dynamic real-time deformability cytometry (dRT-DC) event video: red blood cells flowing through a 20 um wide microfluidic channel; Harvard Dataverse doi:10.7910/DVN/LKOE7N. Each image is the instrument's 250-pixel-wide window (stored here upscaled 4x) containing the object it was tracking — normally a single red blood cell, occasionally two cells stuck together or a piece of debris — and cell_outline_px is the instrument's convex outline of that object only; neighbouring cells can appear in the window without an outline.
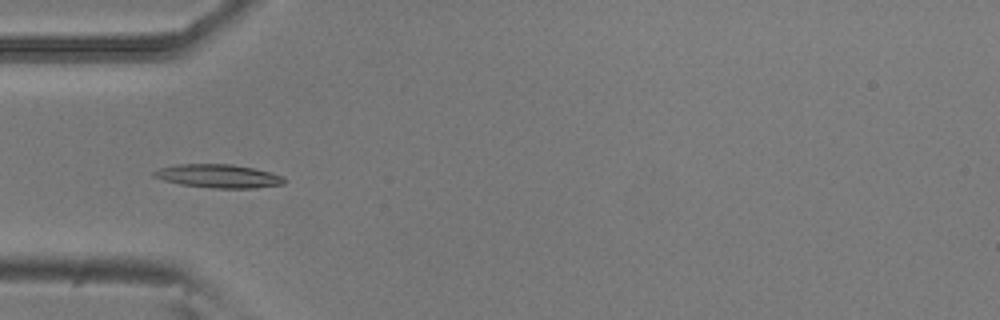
{"species": "common noctule bat (a hibernating species)", "species_latin": "Nyctalus noctula", "temperature_condition": "room temperature", "stored_images_in_passage": 45, "camera_frame_rate_fps": 3000, "um_per_image_px": 0.085, "animal": {"sex": "male", "body_mass_g": 20.5, "forearm_length_mm": 52.5}, "frame": {"image": 1, "passage_image": 8, "time_ms": 2.333, "image_size_px": [1000, 320], "cell_outline_px": [[284, 184], [256, 188], [212, 188], [180, 184], [164, 180], [152, 176], [152, 172], [160, 168], [176, 164], [232, 164], [252, 168], [284, 176]], "centroid_in_image_um": [18.54, 14.97], "position_along_channel_um": 66.5, "area_um2": 17.74}}
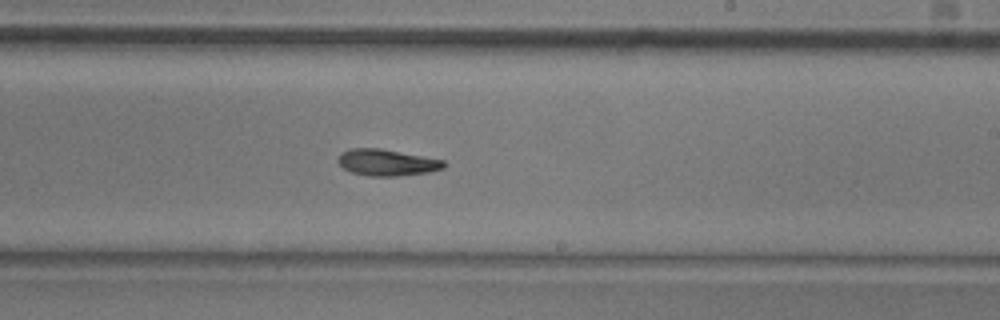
{"frame": {"image": 2, "passage_image": 23, "time_ms": 7.333, "image_size_px": [1000, 320], "cell_outline_px": [[448, 164], [444, 168], [428, 172], [400, 176], [368, 176], [352, 172], [344, 168], [336, 160], [340, 152], [352, 148], [380, 148], [444, 160]], "centroid_in_image_um": [32.89, 13.81], "position_along_channel_um": 256.1, "area_um2": 16.42}}
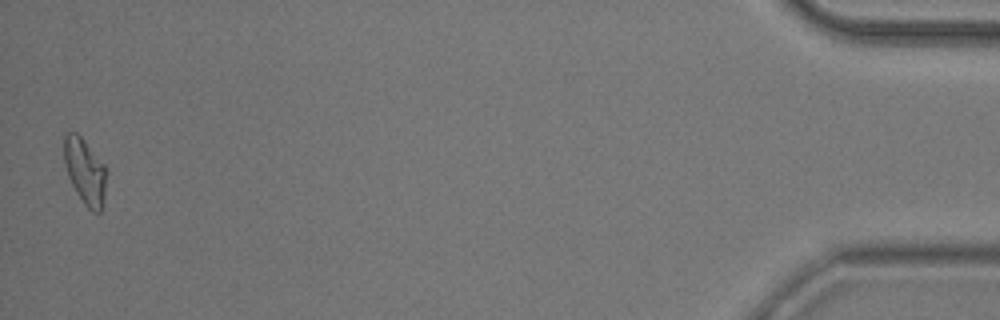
{"frame": {"image": 3, "passage_image": 44, "time_ms": 14.333, "image_size_px": [1000, 320], "cell_outline_px": [[104, 196], [100, 212], [92, 212], [84, 204], [76, 192], [68, 176], [64, 164], [64, 136], [68, 132], [76, 132], [84, 140], [104, 164]], "centroid_in_image_um": [7.18, 14.55], "position_along_channel_um": 428.0, "area_um2": 15.84}, "authors_computed_cell_mechanics": {"area_um2": 16.2418, "velocity_mm_per_s": 3.7851, "shape_relaxation_time_tau1_ms": 10.8663, "shape_relaxation_time_tau2_ms": null, "deformation_change_tau1": 0.2578, "deformation_change_tau2": null}}